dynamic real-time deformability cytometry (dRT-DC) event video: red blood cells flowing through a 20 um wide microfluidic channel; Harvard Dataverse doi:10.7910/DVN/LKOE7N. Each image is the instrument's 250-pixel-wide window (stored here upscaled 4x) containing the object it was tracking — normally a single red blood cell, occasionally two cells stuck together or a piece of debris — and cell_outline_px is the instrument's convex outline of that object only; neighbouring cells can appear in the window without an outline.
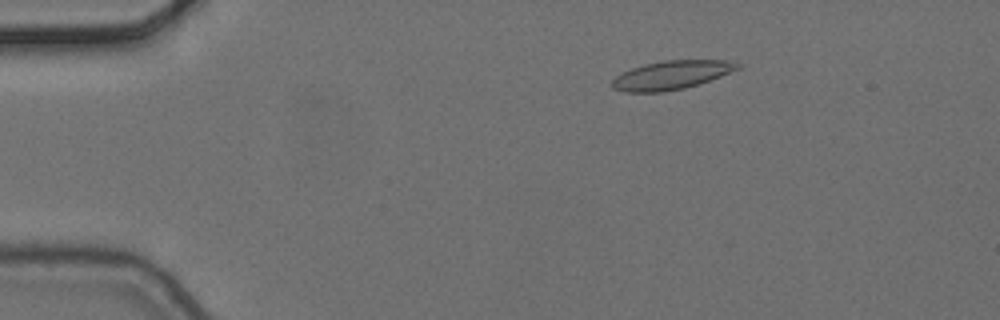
{"species": "common noctule bat (a hibernating species)", "species_latin": "Nyctalus noctula", "temperature_condition": "cold", "stored_images_in_passage": 3, "camera_frame_rate_fps": 3000, "um_per_image_px": 0.085, "animal": {"sex": "female", "body_mass_g": 24.6, "forearm_length_mm": 56.2}, "frame": {"image": 1, "passage_image": 3, "time_ms": 0.667, "image_size_px": [1000, 320], "cell_outline_px": [[740, 68], [720, 76], [684, 88], [664, 92], [624, 92], [612, 88], [612, 80], [616, 76], [632, 68], [644, 64], [664, 60], [724, 60], [740, 64]], "centroid_in_image_um": [57.03, 6.38], "position_along_channel_um": 28.0, "area_um2": 20.69}}